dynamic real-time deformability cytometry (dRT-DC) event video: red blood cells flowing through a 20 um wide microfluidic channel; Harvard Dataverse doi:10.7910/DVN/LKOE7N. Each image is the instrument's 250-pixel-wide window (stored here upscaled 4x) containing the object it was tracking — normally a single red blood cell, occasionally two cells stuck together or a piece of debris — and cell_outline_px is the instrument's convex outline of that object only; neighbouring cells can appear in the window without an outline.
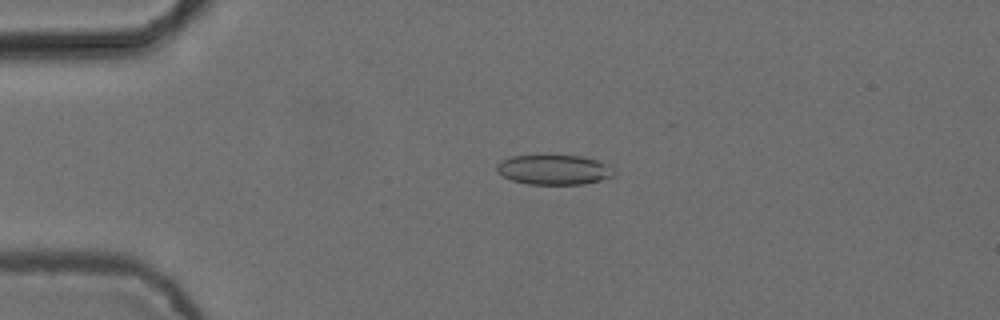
{"species": "common noctule bat (a hibernating species)", "species_latin": "Nyctalus noctula", "temperature_condition": "cold", "stored_images_in_passage": 3, "camera_frame_rate_fps": 3000, "um_per_image_px": 0.085, "animal": {"sex": "female", "body_mass_g": 24.6, "forearm_length_mm": 56.2}, "frame": {"image": 1, "passage_image": 2, "time_ms": 0.333, "image_size_px": [1000, 320], "cell_outline_px": [[616, 172], [612, 176], [600, 180], [584, 184], [528, 184], [512, 180], [496, 172], [496, 164], [500, 160], [512, 156], [580, 156], [600, 160], [612, 168]], "centroid_in_image_um": [47.07, 14.43], "position_along_channel_um": 37.9, "area_um2": 20.35}}